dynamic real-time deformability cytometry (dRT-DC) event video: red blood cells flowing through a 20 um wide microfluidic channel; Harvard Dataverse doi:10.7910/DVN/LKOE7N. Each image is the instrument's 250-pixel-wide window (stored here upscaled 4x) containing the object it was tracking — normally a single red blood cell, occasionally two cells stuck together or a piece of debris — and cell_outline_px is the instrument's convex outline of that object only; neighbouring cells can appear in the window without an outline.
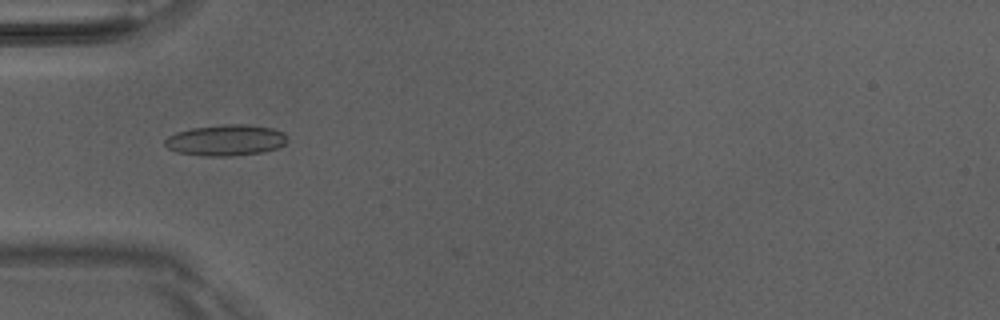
{"species": "Egyptian fruit bat (a non-hibernating species)", "species_latin": "Rousettus aegyptiacus", "temperature_condition": "room temperature", "stored_images_in_passage": 51, "camera_frame_rate_fps": 3000, "um_per_image_px": 0.085, "animal": {"sex": "male"}, "frame": {"image": 1, "passage_image": 17, "time_ms": 5.333, "image_size_px": [1000, 320], "cell_outline_px": [[288, 140], [284, 144], [276, 148], [264, 152], [232, 156], [204, 156], [176, 152], [168, 148], [164, 144], [164, 140], [168, 136], [176, 132], [192, 128], [224, 124], [244, 124], [272, 128], [284, 132], [288, 136]], "centroid_in_image_um": [19.2, 11.92], "position_along_channel_um": 65.8, "area_um2": 22.31}}
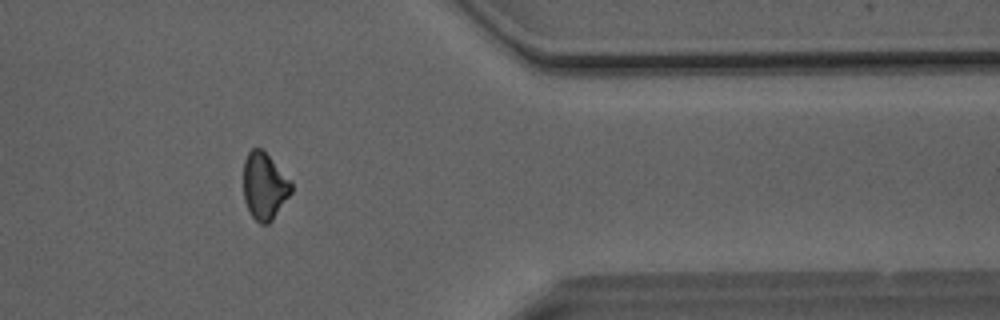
{"frame": {"image": 2, "passage_image": 42, "time_ms": 13.667, "image_size_px": [1000, 320], "cell_outline_px": [[292, 192], [272, 220], [268, 224], [260, 224], [252, 216], [244, 200], [244, 160], [248, 152], [252, 148], [260, 148], [268, 156], [292, 184]], "centroid_in_image_um": [22.45, 15.84], "position_along_channel_um": 388.9, "area_um2": 18.21}}
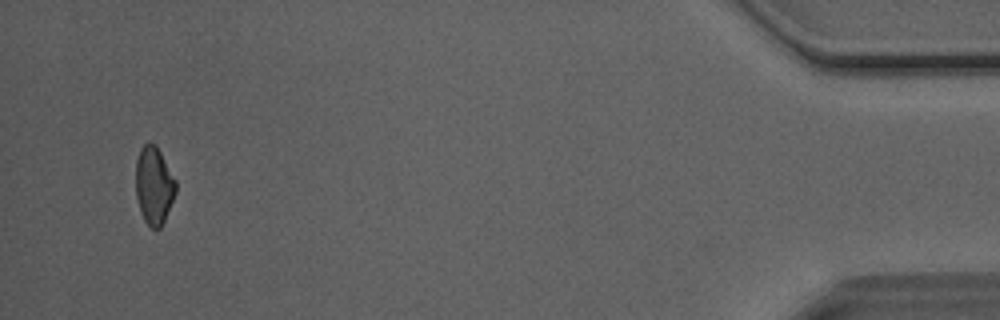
{"frame": {"image": 3, "passage_image": 49, "time_ms": 16.0, "image_size_px": [1000, 320], "cell_outline_px": [[176, 192], [164, 220], [160, 228], [152, 228], [144, 220], [140, 212], [136, 196], [136, 160], [140, 148], [148, 140], [156, 144], [176, 180]], "centroid_in_image_um": [13.07, 15.72], "position_along_channel_um": 422.1, "area_um2": 18.21}, "authors_computed_cell_mechanics": {"area_um2": 19.363, "velocity_mm_per_s": 4.1005, "shape_relaxation_time_tau1_ms": null, "shape_relaxation_time_tau2_ms": 4.4391, "deformation_change_tau1": null, "deformation_change_tau2": 0.1067}}